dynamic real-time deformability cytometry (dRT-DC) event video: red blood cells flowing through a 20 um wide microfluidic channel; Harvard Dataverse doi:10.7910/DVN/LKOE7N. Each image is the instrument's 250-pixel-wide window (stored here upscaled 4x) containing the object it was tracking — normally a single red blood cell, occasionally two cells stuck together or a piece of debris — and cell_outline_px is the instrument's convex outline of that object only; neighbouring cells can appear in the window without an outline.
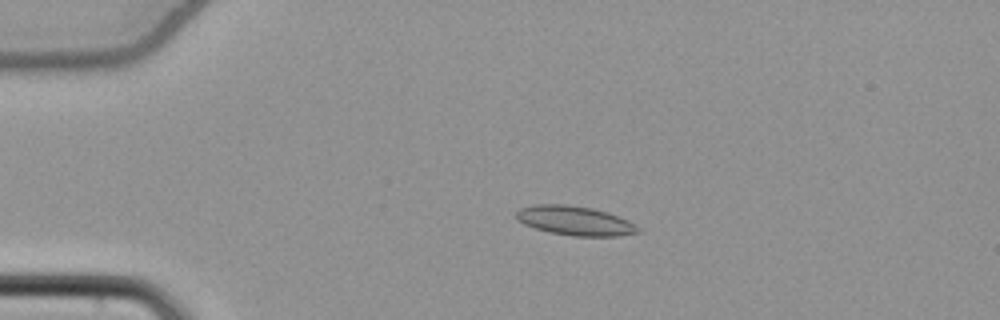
{"species": "common noctule bat (a hibernating species)", "species_latin": "Nyctalus noctula", "temperature_condition": "cold", "stored_images_in_passage": 55, "camera_frame_rate_fps": 3000, "um_per_image_px": 0.085, "animal": {"sex": "female", "body_mass_g": 22.7, "forearm_length_mm": 54.2}, "frame": {"image": 1, "passage_image": 13, "time_ms": 4.0, "image_size_px": [1000, 320], "cell_outline_px": [[640, 232], [620, 236], [572, 236], [548, 232], [524, 224], [516, 216], [516, 212], [520, 208], [536, 204], [564, 204], [592, 208], [620, 216], [636, 224], [640, 228]], "centroid_in_image_um": [48.91, 18.76], "position_along_channel_um": 36.1, "area_um2": 20.81}}
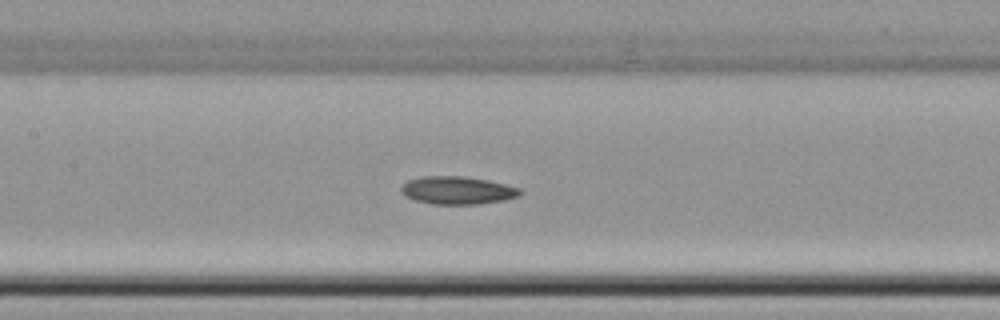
{"frame": {"image": 2, "passage_image": 27, "time_ms": 8.667, "image_size_px": [1000, 320], "cell_outline_px": [[524, 192], [520, 196], [504, 200], [476, 204], [432, 204], [416, 200], [404, 196], [400, 192], [400, 188], [408, 180], [420, 176], [464, 176], [488, 180], [520, 188]], "centroid_in_image_um": [38.88, 16.17], "position_along_channel_um": 168.5, "area_um2": 19.42}}
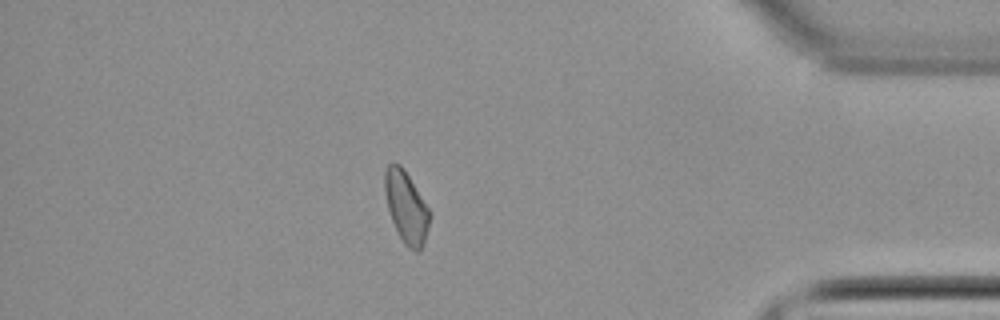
{"frame": {"image": 3, "passage_image": 48, "time_ms": 15.667, "image_size_px": [1000, 320], "cell_outline_px": [[428, 228], [424, 244], [420, 252], [416, 252], [408, 248], [404, 244], [392, 220], [388, 208], [384, 192], [384, 168], [388, 164], [400, 164], [404, 168], [428, 208]], "centroid_in_image_um": [34.5, 17.6], "position_along_channel_um": 400.7, "area_um2": 18.5}, "authors_computed_cell_mechanics": {"area_um2": 19.3052, "velocity_mm_per_s": 3.8427, "shape_relaxation_time_tau1_ms": 4.6771, "shape_relaxation_time_tau2_ms": null, "deformation_change_tau1": 0.0934, "deformation_change_tau2": null}}